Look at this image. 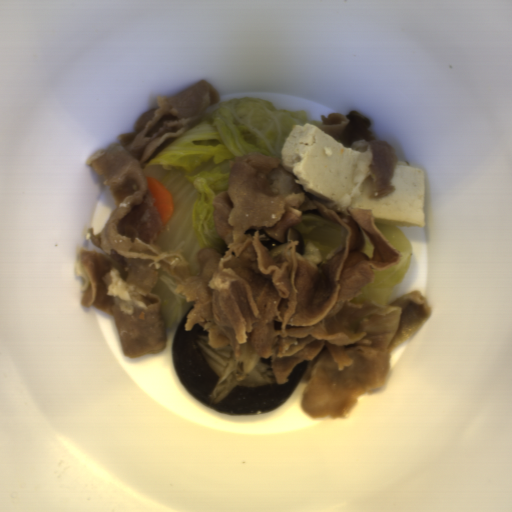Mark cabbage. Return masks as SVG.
<instances>
[{"mask_svg":"<svg viewBox=\"0 0 512 512\" xmlns=\"http://www.w3.org/2000/svg\"><path fill=\"white\" fill-rule=\"evenodd\" d=\"M375 224L388 244L399 251L400 257L396 263L387 269L375 270L371 268V272L374 274L372 281L366 286V289L350 301L355 304H365L372 300L376 305L385 306L392 288L402 283L411 267L413 248L408 237L396 226L377 223L376 221Z\"/></svg>","mask_w":512,"mask_h":512,"instance_id":"f4c42f77","label":"cabbage"},{"mask_svg":"<svg viewBox=\"0 0 512 512\" xmlns=\"http://www.w3.org/2000/svg\"><path fill=\"white\" fill-rule=\"evenodd\" d=\"M293 229L301 233L304 246L310 242L319 248L321 262L324 263L342 252L346 246V228L320 216L303 214L301 222L293 226Z\"/></svg>","mask_w":512,"mask_h":512,"instance_id":"31cb4dd1","label":"cabbage"},{"mask_svg":"<svg viewBox=\"0 0 512 512\" xmlns=\"http://www.w3.org/2000/svg\"><path fill=\"white\" fill-rule=\"evenodd\" d=\"M154 270L158 274V282L152 292L158 294L160 298L161 314L165 325L173 327L194 307V303L187 302L184 295L175 294L174 289L179 284L168 271L160 267Z\"/></svg>","mask_w":512,"mask_h":512,"instance_id":"83cfc177","label":"cabbage"},{"mask_svg":"<svg viewBox=\"0 0 512 512\" xmlns=\"http://www.w3.org/2000/svg\"><path fill=\"white\" fill-rule=\"evenodd\" d=\"M304 110L277 109L266 99L244 97L220 102L217 110L142 164L145 177L157 179L174 199L168 230L154 242L164 251L184 249L190 276L199 275L201 249L225 256L228 246L214 219V199L229 190L235 156L282 158L293 125H304Z\"/></svg>","mask_w":512,"mask_h":512,"instance_id":"4295e07d","label":"cabbage"},{"mask_svg":"<svg viewBox=\"0 0 512 512\" xmlns=\"http://www.w3.org/2000/svg\"><path fill=\"white\" fill-rule=\"evenodd\" d=\"M361 231H362L365 245L363 246V248L360 251L365 253L368 258L373 259V243L370 242V240L368 239V237L366 236V234L363 232L362 229H361Z\"/></svg>","mask_w":512,"mask_h":512,"instance_id":"e044984a","label":"cabbage"}]
</instances>
